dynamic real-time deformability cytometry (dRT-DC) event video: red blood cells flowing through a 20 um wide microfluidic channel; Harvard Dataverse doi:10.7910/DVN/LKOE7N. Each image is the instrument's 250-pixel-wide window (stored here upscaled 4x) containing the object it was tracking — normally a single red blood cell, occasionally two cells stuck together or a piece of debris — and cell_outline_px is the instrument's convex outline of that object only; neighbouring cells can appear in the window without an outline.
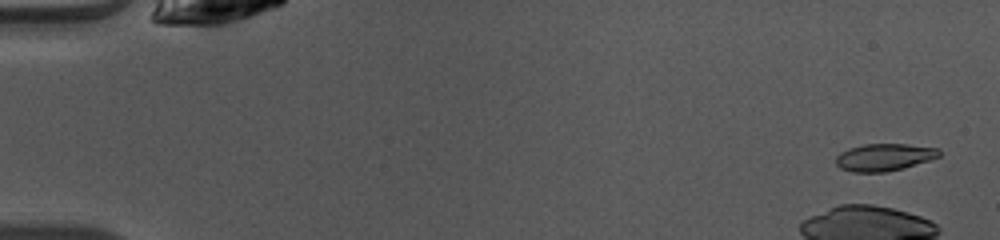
{"species": "common noctule bat (a hibernating species)", "species_latin": "Nyctalus noctula", "temperature_condition": "warm", "stored_images_in_passage": 6, "camera_frame_rate_fps": 3000, "um_per_image_px": 0.085, "animal": {"sex": "female", "body_mass_g": 10.0, "forearm_length_mm": 53.1}, "frame": {"image": 1, "passage_image": 2, "time_ms": 0.333, "image_size_px": [1000, 240], "cell_outline_px": [[940, 156], [904, 168], [884, 172], [852, 172], [840, 168], [836, 164], [836, 156], [840, 152], [848, 148], [864, 144], [904, 144], [940, 148]], "centroid_in_image_um": [75.13, 13.36], "position_along_channel_um": 9.9, "area_um2": 16.42}}